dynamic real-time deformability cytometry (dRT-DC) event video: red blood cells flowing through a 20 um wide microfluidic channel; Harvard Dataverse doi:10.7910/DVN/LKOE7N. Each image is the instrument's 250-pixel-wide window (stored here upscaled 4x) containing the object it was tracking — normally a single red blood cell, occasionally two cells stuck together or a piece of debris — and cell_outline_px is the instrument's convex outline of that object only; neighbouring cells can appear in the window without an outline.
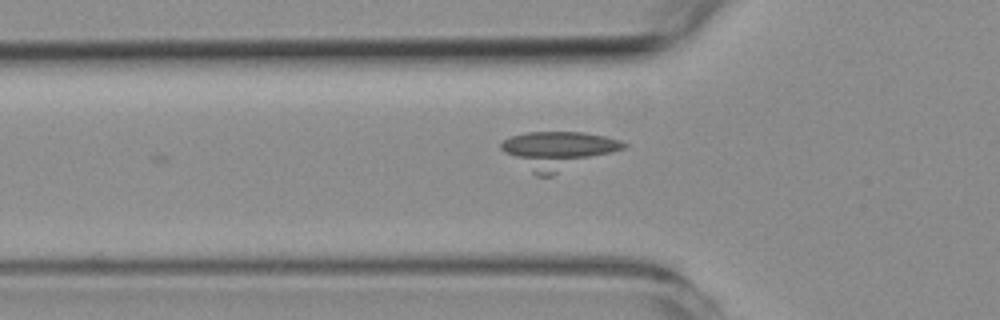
{"species": "common noctule bat (a hibernating species)", "species_latin": "Nyctalus noctula", "temperature_condition": "room temperature", "stored_images_in_passage": 25, "camera_frame_rate_fps": 3000, "um_per_image_px": 0.085, "animal": {"sex": "female", "body_mass_g": 19.3, "forearm_length_mm": 54.1}, "frame": {"image": 1, "passage_image": 7, "time_ms": 2.0, "image_size_px": [1000, 320], "cell_outline_px": [[628, 144], [624, 148], [552, 176], [536, 176], [504, 152], [500, 148], [500, 144], [504, 140], [512, 136], [528, 132], [584, 132], [604, 136], [620, 140]], "centroid_in_image_um": [47.42, 12.77], "position_along_channel_um": 78.4, "area_um2": 26.59}}
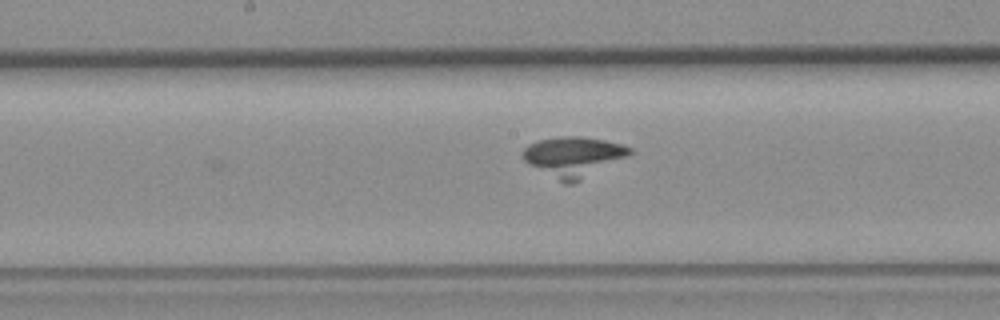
{"frame": {"image": 2, "passage_image": 17, "time_ms": 5.333, "image_size_px": [1000, 320], "cell_outline_px": [[632, 152], [628, 156], [572, 184], [564, 184], [528, 164], [524, 160], [520, 152], [528, 144], [540, 140], [560, 136], [580, 136], [604, 140], [624, 144], [632, 148]], "centroid_in_image_um": [48.72, 13.31], "position_along_channel_um": 199.5, "area_um2": 24.97}}
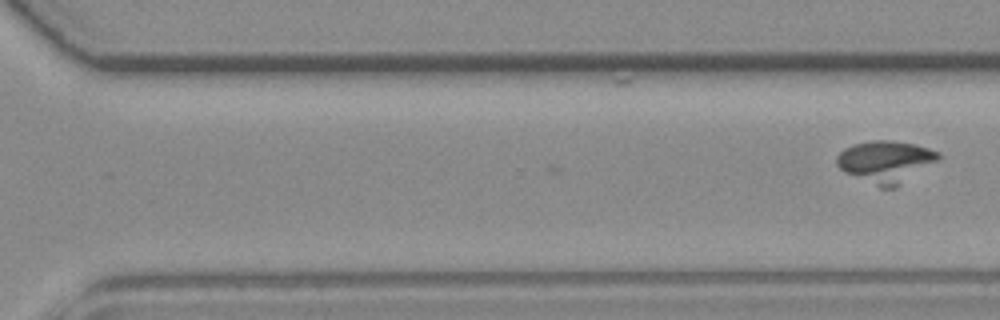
{"frame": {"image": 3, "passage_image": 25, "time_ms": 8.0, "image_size_px": [1000, 320], "cell_outline_px": [[940, 156], [936, 160], [896, 188], [880, 188], [844, 172], [836, 164], [836, 156], [844, 148], [852, 144], [872, 140], [888, 140], [912, 144], [928, 148], [940, 152]], "centroid_in_image_um": [75.23, 13.74], "position_along_channel_um": 295.4, "area_um2": 24.68}}